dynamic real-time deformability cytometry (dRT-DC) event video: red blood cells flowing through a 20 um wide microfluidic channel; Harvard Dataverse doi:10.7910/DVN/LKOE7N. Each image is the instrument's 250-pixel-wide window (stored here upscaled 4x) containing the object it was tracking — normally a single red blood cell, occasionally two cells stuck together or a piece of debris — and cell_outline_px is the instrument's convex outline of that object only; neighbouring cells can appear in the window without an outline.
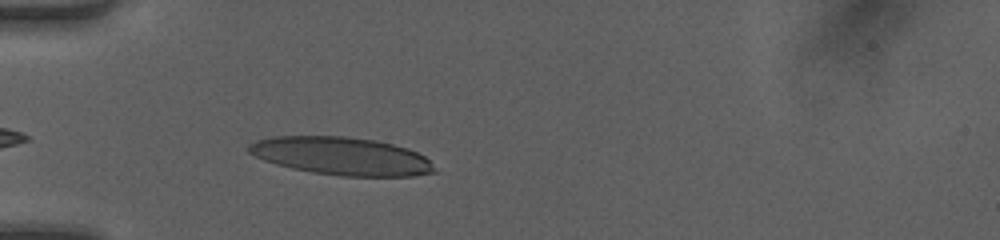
{"species": "human", "species_latin": "Homo sapiens", "temperature_condition": "room temperature", "stored_images_in_passage": 32, "camera_frame_rate_fps": 3000, "um_per_image_px": 0.085, "donor": {"sex": "female"}, "frame": {"image": 1, "passage_image": 3, "time_ms": 0.667, "image_size_px": [1000, 240], "cell_outline_px": [[436, 172], [412, 176], [340, 176], [312, 172], [292, 168], [276, 164], [264, 160], [248, 152], [248, 144], [256, 140], [272, 136], [344, 136], [376, 140], [408, 148], [424, 156], [428, 160]], "centroid_in_image_um": [28.99, 13.26], "position_along_channel_um": 56.0, "area_um2": 40.92}}
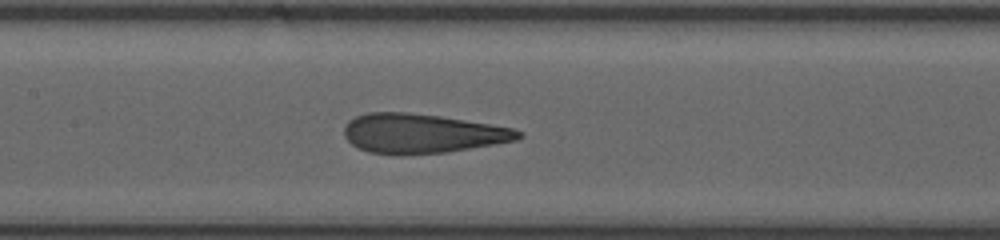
{"frame": {"image": 2, "passage_image": 12, "time_ms": 3.667, "image_size_px": [1000, 240], "cell_outline_px": [[524, 136], [516, 140], [496, 144], [444, 152], [404, 156], [400, 156], [368, 152], [352, 144], [344, 136], [344, 128], [348, 120], [356, 116], [368, 112], [408, 112], [440, 116], [512, 128], [524, 132]], "centroid_in_image_um": [35.85, 11.35], "position_along_channel_um": 171.6, "area_um2": 40.17}}
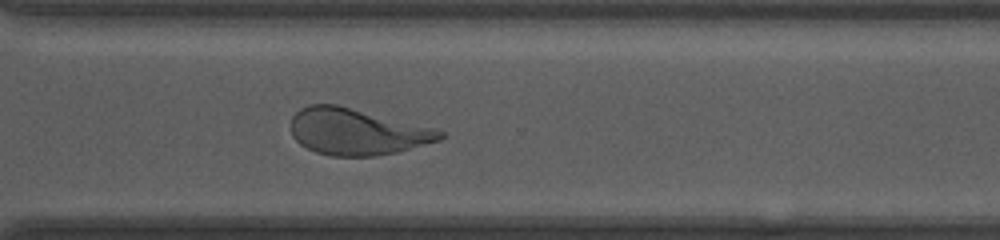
{"frame": {"image": 3, "passage_image": 24, "time_ms": 7.667, "image_size_px": [1000, 240], "cell_outline_px": [[444, 136], [440, 140], [396, 152], [376, 156], [332, 156], [316, 152], [300, 144], [292, 136], [292, 116], [300, 108], [308, 104], [336, 104], [436, 128], [444, 132]], "centroid_in_image_um": [30.33, 11.19], "position_along_channel_um": 340.3, "area_um2": 40.29}, "authors_computed_cell_mechanics": {"area_um2": 40.1421, "velocity_mm_per_s": 4.235, "shape_relaxation_time_tau1_ms": 7.4717, "shape_relaxation_time_tau2_ms": 1.0086, "deformation_change_tau1": 0.2918, "deformation_change_tau2": 0.0887}}